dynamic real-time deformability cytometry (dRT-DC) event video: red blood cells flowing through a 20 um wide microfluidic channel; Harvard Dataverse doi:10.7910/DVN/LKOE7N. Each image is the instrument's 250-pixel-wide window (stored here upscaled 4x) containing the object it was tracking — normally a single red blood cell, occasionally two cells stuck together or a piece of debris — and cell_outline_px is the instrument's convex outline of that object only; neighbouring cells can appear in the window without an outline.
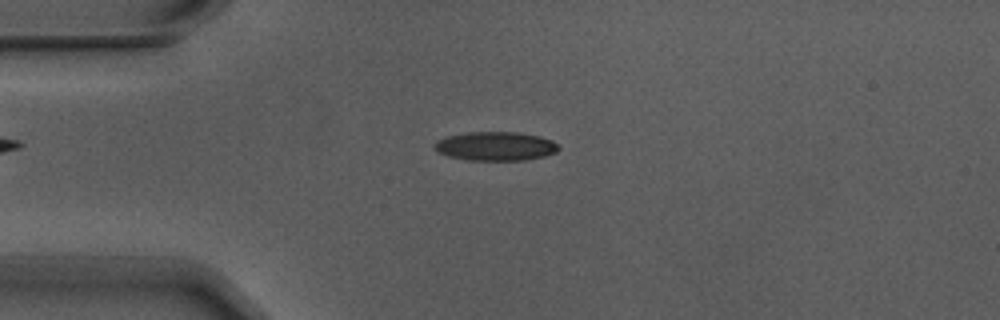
{"species": "Egyptian fruit bat (a non-hibernating species)", "species_latin": "Rousettus aegyptiacus", "temperature_condition": "warm", "stored_images_in_passage": 8, "camera_frame_rate_fps": 3000, "um_per_image_px": 0.085, "animal": {"sex": "male"}, "frame": {"image": 1, "passage_image": 3, "time_ms": 0.667, "image_size_px": [1000, 320], "cell_outline_px": [[560, 148], [556, 152], [544, 156], [524, 160], [468, 160], [448, 156], [432, 148], [432, 144], [436, 140], [448, 136], [468, 132], [516, 132], [540, 136], [552, 140]], "centroid_in_image_um": [42.1, 12.42], "position_along_channel_um": 42.9, "area_um2": 20.92}}
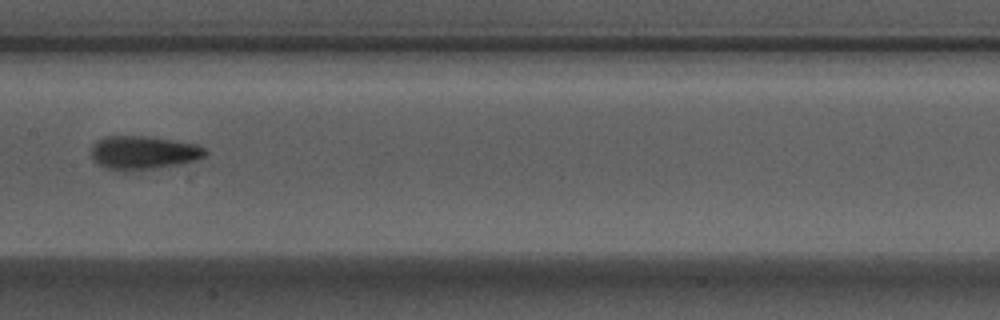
{"frame": {"image": 2, "passage_image": 7, "time_ms": 2.0, "image_size_px": [1000, 320], "cell_outline_px": [[208, 152], [204, 156], [196, 160], [180, 164], [156, 168], [124, 172], [120, 172], [104, 168], [96, 164], [92, 160], [92, 144], [96, 140], [104, 136], [148, 136], [196, 144], [204, 148]], "centroid_in_image_um": [12.12, 12.99], "position_along_channel_um": 195.3, "area_um2": 22.66}}
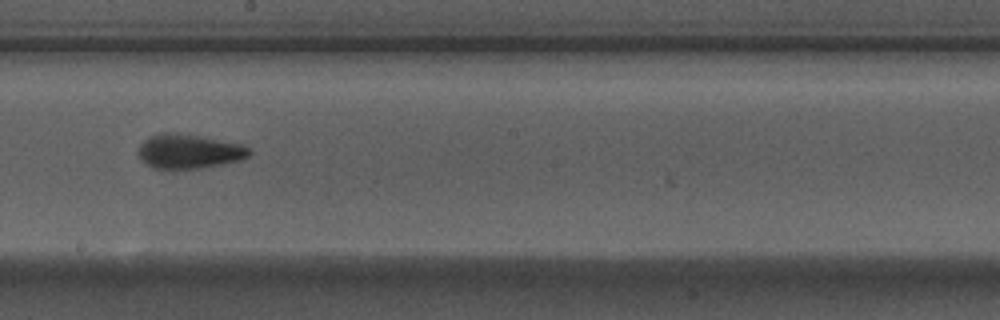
{"frame": {"image": 3, "passage_image": 8, "time_ms": 2.333, "image_size_px": [1000, 320], "cell_outline_px": [[252, 152], [248, 156], [240, 160], [200, 168], [152, 168], [136, 152], [140, 144], [148, 136], [164, 132], [172, 132], [200, 136], [240, 144], [248, 148]], "centroid_in_image_um": [16.03, 12.85], "position_along_channel_um": 232.2, "area_um2": 21.91}}